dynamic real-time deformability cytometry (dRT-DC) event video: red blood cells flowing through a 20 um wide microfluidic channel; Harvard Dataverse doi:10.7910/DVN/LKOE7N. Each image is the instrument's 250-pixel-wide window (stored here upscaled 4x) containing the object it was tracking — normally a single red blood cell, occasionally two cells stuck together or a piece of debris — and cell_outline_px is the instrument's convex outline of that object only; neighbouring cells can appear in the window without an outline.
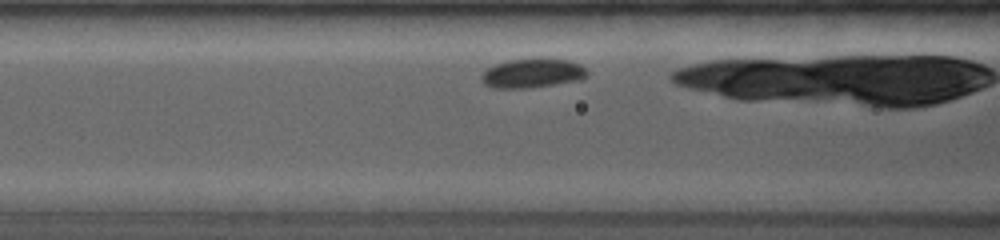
{"species": "common noctule bat (a hibernating species)", "species_latin": "Nyctalus noctula", "temperature_condition": "room temperature", "stored_images_in_passage": 36, "camera_frame_rate_fps": 4000, "um_per_image_px": 0.085, "animal": {"sex": "female", "body_mass_g": 19.0, "forearm_length_mm": 53.3}, "frame": {"image": 1, "passage_image": 6, "time_ms": 1.25, "image_size_px": [1000, 240], "cell_outline_px": [[588, 76], [576, 80], [556, 84], [528, 88], [492, 88], [484, 84], [480, 80], [480, 76], [488, 68], [496, 64], [508, 60], [568, 60], [580, 64], [588, 72]], "centroid_in_image_um": [45.21, 6.25], "position_along_channel_um": 121.4, "area_um2": 17.57}}